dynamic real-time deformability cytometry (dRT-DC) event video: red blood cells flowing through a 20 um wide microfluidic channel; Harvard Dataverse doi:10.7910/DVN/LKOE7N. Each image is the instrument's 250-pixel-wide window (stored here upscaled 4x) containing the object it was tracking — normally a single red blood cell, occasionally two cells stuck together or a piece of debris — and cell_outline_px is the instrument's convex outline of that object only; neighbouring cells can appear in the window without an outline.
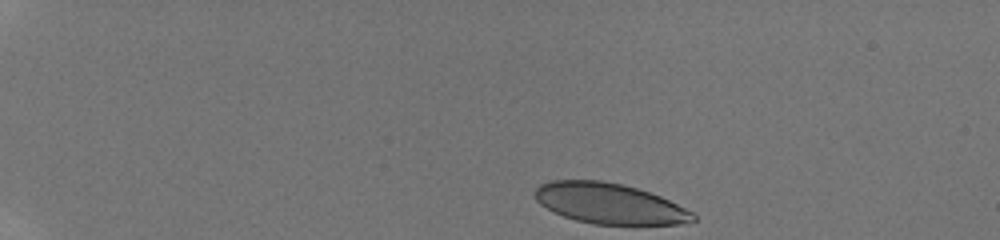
{"species": "human", "species_latin": "Homo sapiens", "temperature_condition": "room temperature", "stored_images_in_passage": 18, "camera_frame_rate_fps": 3000, "um_per_image_px": 0.085, "donor": {"sex": "male"}, "frame": {"image": 1, "passage_image": 1, "time_ms": 0.0, "image_size_px": [1000, 240], "cell_outline_px": [[696, 220], [680, 224], [592, 224], [576, 220], [564, 216], [540, 204], [536, 200], [532, 192], [540, 184], [552, 180], [600, 180], [624, 184], [660, 196], [692, 212], [696, 216]], "centroid_in_image_um": [51.76, 17.29], "position_along_channel_um": 33.2, "area_um2": 37.17}}
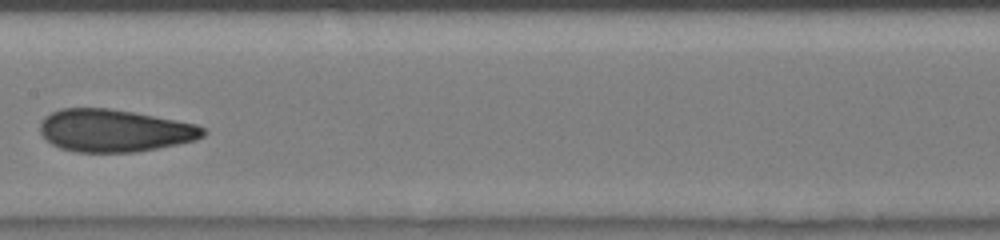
{"frame": {"image": 2, "passage_image": 10, "time_ms": 6.667, "image_size_px": [1000, 240], "cell_outline_px": [[208, 132], [204, 136], [196, 140], [136, 152], [76, 152], [60, 148], [52, 144], [40, 132], [40, 120], [44, 116], [60, 108], [108, 108], [132, 112], [176, 120], [196, 124], [204, 128]], "centroid_in_image_um": [9.71, 11.1], "position_along_channel_um": 197.7, "area_um2": 40.34}}
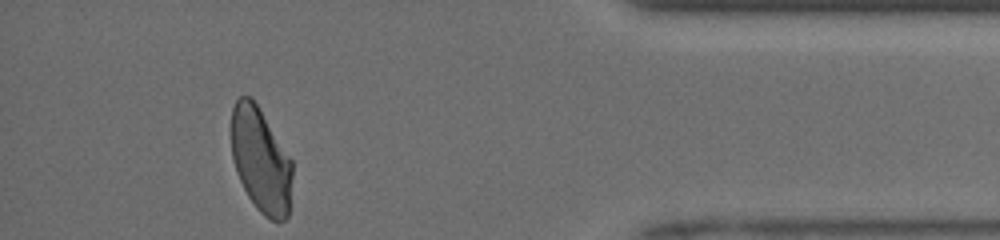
{"frame": {"image": 3, "passage_image": 18, "time_ms": 12.667, "image_size_px": [1000, 240], "cell_outline_px": [[292, 176], [288, 216], [284, 220], [272, 220], [264, 216], [256, 208], [248, 196], [240, 180], [232, 156], [232, 108], [236, 100], [240, 96], [252, 96], [292, 160]], "centroid_in_image_um": [22.17, 13.61], "position_along_channel_um": 413.0, "area_um2": 36.99}, "authors_computed_cell_mechanics": {"area_um2": 39.7664, "velocity_mm_per_s": 4.1234, "shape_relaxation_time_tau1_ms": 7.041, "shape_relaxation_time_tau2_ms": 0.9507, "deformation_change_tau1": 0.185, "deformation_change_tau2": 0.0564}}